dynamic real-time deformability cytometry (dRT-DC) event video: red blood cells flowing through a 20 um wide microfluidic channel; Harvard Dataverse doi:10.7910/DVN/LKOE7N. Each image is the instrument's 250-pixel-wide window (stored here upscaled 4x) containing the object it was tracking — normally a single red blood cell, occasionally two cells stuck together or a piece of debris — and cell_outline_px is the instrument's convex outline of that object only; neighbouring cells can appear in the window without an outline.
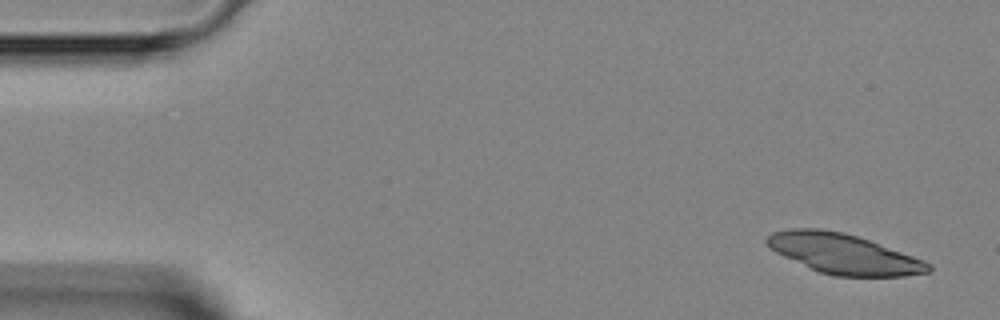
{"species": "Egyptian fruit bat (a non-hibernating species)", "species_latin": "Rousettus aegyptiacus", "temperature_condition": "room temperature", "stored_images_in_passage": 4, "camera_frame_rate_fps": 3000, "um_per_image_px": 0.085, "animal": {"sex": "female"}, "frame": {"image": 1, "passage_image": 1, "time_ms": 0.0, "image_size_px": [1000, 320], "cell_outline_px": [[932, 272], [904, 276], [836, 276], [820, 272], [784, 256], [768, 248], [764, 244], [764, 240], [772, 232], [792, 228], [820, 228], [844, 232], [868, 240], [924, 260], [932, 264]], "centroid_in_image_um": [71.69, 21.57], "position_along_channel_um": 13.3, "area_um2": 37.51}}